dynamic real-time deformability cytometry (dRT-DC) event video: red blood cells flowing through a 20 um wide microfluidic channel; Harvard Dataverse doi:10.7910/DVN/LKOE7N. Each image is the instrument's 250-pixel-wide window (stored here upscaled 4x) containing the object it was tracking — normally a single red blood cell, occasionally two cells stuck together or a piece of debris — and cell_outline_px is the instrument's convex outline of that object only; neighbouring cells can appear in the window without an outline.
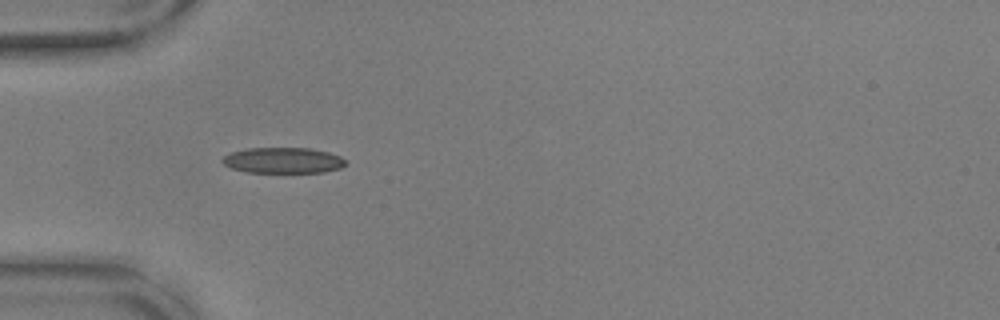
{"species": "common noctule bat (a hibernating species)", "species_latin": "Nyctalus noctula", "temperature_condition": "warm", "stored_images_in_passage": 4, "camera_frame_rate_fps": 3000, "um_per_image_px": 0.085, "animal": {"sex": "male", "body_mass_g": 17.9, "forearm_length_mm": 54.2}, "frame": {"image": 1, "passage_image": 1, "time_ms": 0.0, "image_size_px": [1000, 320], "cell_outline_px": [[344, 164], [340, 168], [324, 172], [244, 172], [232, 168], [224, 164], [220, 160], [224, 156], [232, 152], [248, 148], [308, 148], [328, 152], [340, 156], [344, 160]], "centroid_in_image_um": [24.03, 13.63], "position_along_channel_um": 61.0, "area_um2": 18.32}}